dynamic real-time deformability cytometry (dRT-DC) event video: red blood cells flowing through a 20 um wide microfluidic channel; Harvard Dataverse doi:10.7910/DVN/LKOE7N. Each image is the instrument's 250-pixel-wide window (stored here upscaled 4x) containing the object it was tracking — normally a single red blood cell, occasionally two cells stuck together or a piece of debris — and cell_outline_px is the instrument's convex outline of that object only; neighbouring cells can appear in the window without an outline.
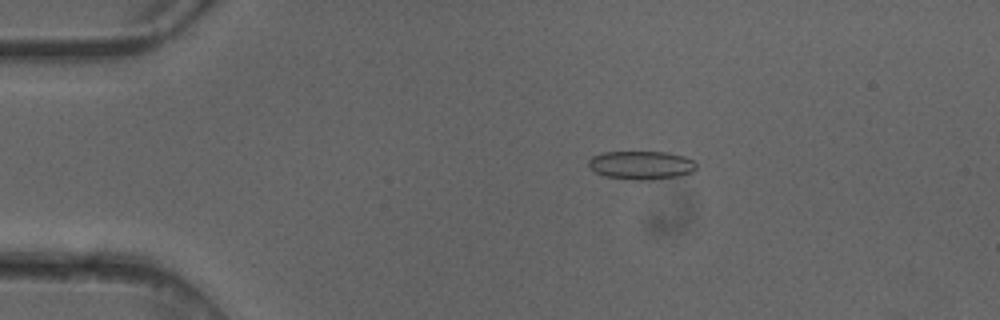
{"species": "common noctule bat (a hibernating species)", "species_latin": "Nyctalus noctula", "temperature_condition": "cold", "stored_images_in_passage": 6, "camera_frame_rate_fps": 3000, "um_per_image_px": 0.085, "animal": {"sex": "female"}, "frame": {"image": 1, "passage_image": 2, "time_ms": 0.333, "image_size_px": [1000, 320], "cell_outline_px": [[696, 168], [692, 172], [680, 176], [652, 180], [636, 180], [604, 176], [596, 172], [588, 164], [588, 160], [592, 156], [604, 152], [668, 152], [684, 156], [692, 160], [696, 164]], "centroid_in_image_um": [54.52, 14.04], "position_along_channel_um": 30.5, "area_um2": 17.92}}
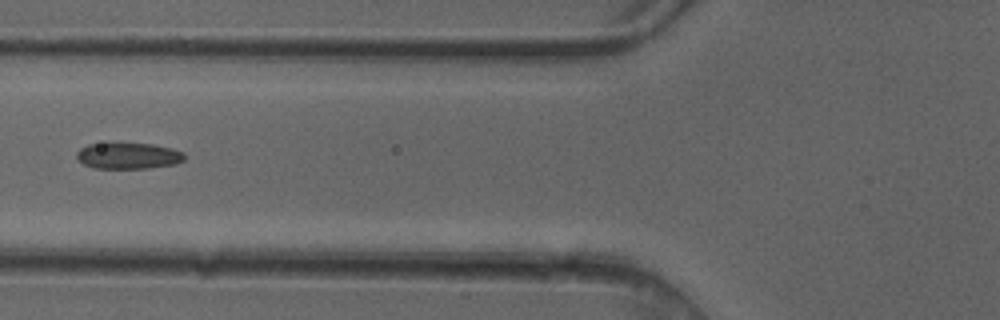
{"frame": {"image": 2, "passage_image": 4, "time_ms": 1.0, "image_size_px": [1000, 320], "cell_outline_px": [[184, 160], [176, 164], [148, 168], [96, 168], [84, 164], [76, 156], [76, 152], [80, 148], [88, 144], [108, 140], [120, 140], [152, 144], [172, 148], [184, 152]], "centroid_in_image_um": [10.87, 13.18], "position_along_channel_um": 114.9, "area_um2": 17.34}}
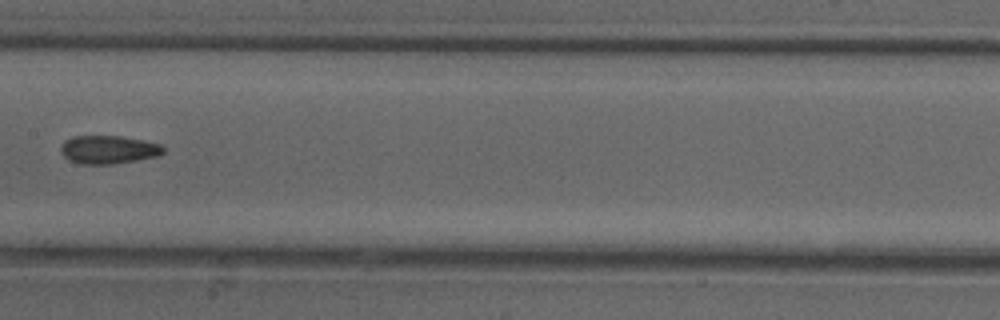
{"frame": {"image": 3, "passage_image": 6, "time_ms": 1.667, "image_size_px": [1000, 320], "cell_outline_px": [[164, 152], [160, 156], [112, 164], [80, 164], [68, 160], [60, 152], [60, 148], [64, 140], [72, 136], [120, 136], [144, 140], [160, 144], [164, 148]], "centroid_in_image_um": [9.2, 12.72], "position_along_channel_um": 198.2, "area_um2": 17.05}}